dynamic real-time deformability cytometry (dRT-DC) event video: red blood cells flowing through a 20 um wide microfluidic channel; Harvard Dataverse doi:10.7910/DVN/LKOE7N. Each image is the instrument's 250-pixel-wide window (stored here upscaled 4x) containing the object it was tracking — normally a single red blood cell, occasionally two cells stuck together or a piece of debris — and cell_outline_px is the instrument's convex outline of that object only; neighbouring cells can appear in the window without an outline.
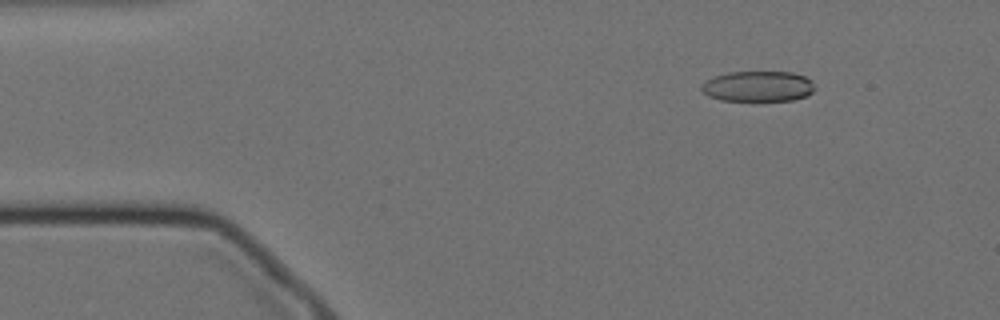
{"species": "Egyptian fruit bat (a non-hibernating species)", "species_latin": "Rousettus aegyptiacus", "temperature_condition": "cold", "stored_images_in_passage": 51, "camera_frame_rate_fps": 3000, "um_per_image_px": 0.085, "animal": {"sex": "female"}, "frame": {"image": 1, "passage_image": 1, "time_ms": 0.0, "image_size_px": [1000, 320], "cell_outline_px": [[816, 88], [812, 92], [804, 96], [792, 100], [720, 100], [708, 96], [700, 88], [700, 84], [716, 76], [728, 72], [792, 72], [804, 76], [812, 80]], "centroid_in_image_um": [64.44, 7.33], "position_along_channel_um": 20.6, "area_um2": 20.06}}
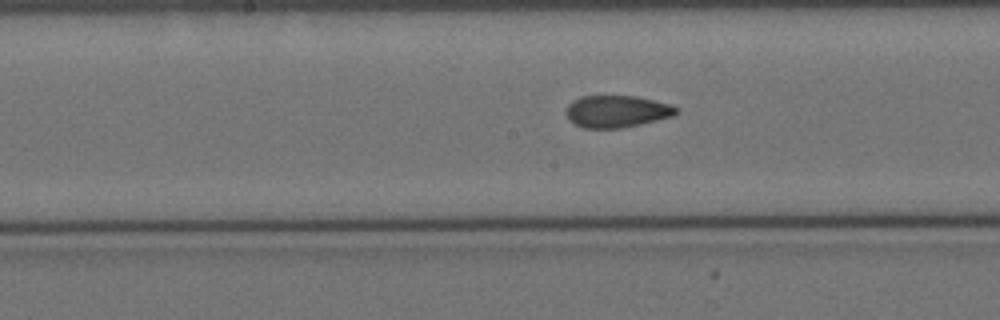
{"frame": {"image": 2, "passage_image": 22, "time_ms": 7.0, "image_size_px": [1000, 320], "cell_outline_px": [[680, 112], [672, 116], [624, 128], [584, 128], [568, 120], [564, 112], [568, 104], [572, 100], [580, 96], [636, 96], [668, 104], [676, 108]], "centroid_in_image_um": [52.36, 9.47], "position_along_channel_um": 195.8, "area_um2": 20.58}}
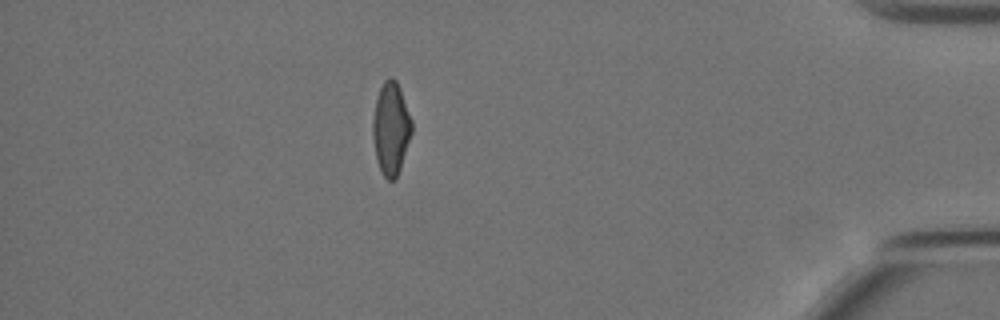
{"frame": {"image": 3, "passage_image": 44, "time_ms": 14.333, "image_size_px": [1000, 320], "cell_outline_px": [[412, 132], [400, 168], [396, 176], [392, 180], [388, 180], [384, 176], [376, 160], [372, 136], [372, 116], [376, 100], [380, 88], [384, 80], [388, 76], [392, 76], [396, 80], [400, 88], [412, 120]], "centroid_in_image_um": [33.21, 10.88], "position_along_channel_um": 402.0, "area_um2": 21.04}, "authors_computed_cell_mechanics": {"area_um2": 21.1548, "velocity_mm_per_s": 3.4937, "shape_relaxation_time_tau1_ms": 7.0986, "shape_relaxation_time_tau2_ms": 1.705, "deformation_change_tau1": 0.172, "deformation_change_tau2": 0.078}}